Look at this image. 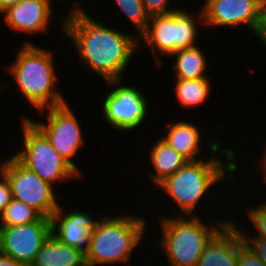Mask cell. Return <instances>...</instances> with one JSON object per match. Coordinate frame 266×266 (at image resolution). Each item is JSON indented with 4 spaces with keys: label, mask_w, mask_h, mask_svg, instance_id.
<instances>
[{
    "label": "cell",
    "mask_w": 266,
    "mask_h": 266,
    "mask_svg": "<svg viewBox=\"0 0 266 266\" xmlns=\"http://www.w3.org/2000/svg\"><path fill=\"white\" fill-rule=\"evenodd\" d=\"M83 8L81 2L76 1L69 14L59 18L62 33L73 42L78 60L87 70L94 71L105 82L122 80L126 67L138 53V36L95 21Z\"/></svg>",
    "instance_id": "cell-1"
},
{
    "label": "cell",
    "mask_w": 266,
    "mask_h": 266,
    "mask_svg": "<svg viewBox=\"0 0 266 266\" xmlns=\"http://www.w3.org/2000/svg\"><path fill=\"white\" fill-rule=\"evenodd\" d=\"M209 144L210 151L214 153V156L207 158V161H203V159L187 161L176 173L168 176L156 186L161 187L173 200L172 203L174 202L181 210L179 212L182 213L179 215L195 216L198 213L195 211L198 209V203L202 202L201 199L213 187L212 185L220 183L219 181L223 184L226 179L227 181L234 179L233 173L239 165L236 163L237 158L234 156V150L222 149L217 139ZM217 152L221 158L215 156ZM222 157L226 159L224 163Z\"/></svg>",
    "instance_id": "cell-2"
},
{
    "label": "cell",
    "mask_w": 266,
    "mask_h": 266,
    "mask_svg": "<svg viewBox=\"0 0 266 266\" xmlns=\"http://www.w3.org/2000/svg\"><path fill=\"white\" fill-rule=\"evenodd\" d=\"M23 43L16 60L8 67L24 98L38 111L67 103L55 88L58 77L52 50L43 49L28 40Z\"/></svg>",
    "instance_id": "cell-3"
},
{
    "label": "cell",
    "mask_w": 266,
    "mask_h": 266,
    "mask_svg": "<svg viewBox=\"0 0 266 266\" xmlns=\"http://www.w3.org/2000/svg\"><path fill=\"white\" fill-rule=\"evenodd\" d=\"M145 224L146 221L136 215H104L101 220H97L90 233L85 250L86 262L97 266L129 264L133 250L144 237L147 228Z\"/></svg>",
    "instance_id": "cell-4"
},
{
    "label": "cell",
    "mask_w": 266,
    "mask_h": 266,
    "mask_svg": "<svg viewBox=\"0 0 266 266\" xmlns=\"http://www.w3.org/2000/svg\"><path fill=\"white\" fill-rule=\"evenodd\" d=\"M174 216L159 219L160 248L170 266H197L207 242L228 221L221 218L209 225L199 215Z\"/></svg>",
    "instance_id": "cell-5"
},
{
    "label": "cell",
    "mask_w": 266,
    "mask_h": 266,
    "mask_svg": "<svg viewBox=\"0 0 266 266\" xmlns=\"http://www.w3.org/2000/svg\"><path fill=\"white\" fill-rule=\"evenodd\" d=\"M193 16L181 8L169 14L150 16L145 31L138 35V47L142 43L150 47L156 57L155 64L161 67L157 53L171 57L180 49L196 46L198 25Z\"/></svg>",
    "instance_id": "cell-6"
},
{
    "label": "cell",
    "mask_w": 266,
    "mask_h": 266,
    "mask_svg": "<svg viewBox=\"0 0 266 266\" xmlns=\"http://www.w3.org/2000/svg\"><path fill=\"white\" fill-rule=\"evenodd\" d=\"M23 149L13 156L42 180L57 182L81 178V175L52 147L46 136L28 119L22 118Z\"/></svg>",
    "instance_id": "cell-7"
},
{
    "label": "cell",
    "mask_w": 266,
    "mask_h": 266,
    "mask_svg": "<svg viewBox=\"0 0 266 266\" xmlns=\"http://www.w3.org/2000/svg\"><path fill=\"white\" fill-rule=\"evenodd\" d=\"M0 162V172L7 178L13 199L34 209L41 217L51 219L59 209L54 186L28 170L13 155Z\"/></svg>",
    "instance_id": "cell-8"
},
{
    "label": "cell",
    "mask_w": 266,
    "mask_h": 266,
    "mask_svg": "<svg viewBox=\"0 0 266 266\" xmlns=\"http://www.w3.org/2000/svg\"><path fill=\"white\" fill-rule=\"evenodd\" d=\"M39 112L40 114L47 112V123L28 119L46 136L58 154L82 176L78 165L72 159L84 145V135L71 107L65 103L39 110Z\"/></svg>",
    "instance_id": "cell-9"
},
{
    "label": "cell",
    "mask_w": 266,
    "mask_h": 266,
    "mask_svg": "<svg viewBox=\"0 0 266 266\" xmlns=\"http://www.w3.org/2000/svg\"><path fill=\"white\" fill-rule=\"evenodd\" d=\"M106 84L110 92L101 107L106 123L121 132L140 127L149 108L144 93L132 85H123L121 80L106 81Z\"/></svg>",
    "instance_id": "cell-10"
},
{
    "label": "cell",
    "mask_w": 266,
    "mask_h": 266,
    "mask_svg": "<svg viewBox=\"0 0 266 266\" xmlns=\"http://www.w3.org/2000/svg\"><path fill=\"white\" fill-rule=\"evenodd\" d=\"M51 235V219L16 226H0V253L23 266H30L42 245Z\"/></svg>",
    "instance_id": "cell-11"
},
{
    "label": "cell",
    "mask_w": 266,
    "mask_h": 266,
    "mask_svg": "<svg viewBox=\"0 0 266 266\" xmlns=\"http://www.w3.org/2000/svg\"><path fill=\"white\" fill-rule=\"evenodd\" d=\"M263 2L264 0H205L201 12H196V18L204 27L208 25L235 28L245 25L256 34Z\"/></svg>",
    "instance_id": "cell-12"
},
{
    "label": "cell",
    "mask_w": 266,
    "mask_h": 266,
    "mask_svg": "<svg viewBox=\"0 0 266 266\" xmlns=\"http://www.w3.org/2000/svg\"><path fill=\"white\" fill-rule=\"evenodd\" d=\"M51 0H22L4 10V23L14 32L36 35L49 30L53 7Z\"/></svg>",
    "instance_id": "cell-13"
},
{
    "label": "cell",
    "mask_w": 266,
    "mask_h": 266,
    "mask_svg": "<svg viewBox=\"0 0 266 266\" xmlns=\"http://www.w3.org/2000/svg\"><path fill=\"white\" fill-rule=\"evenodd\" d=\"M96 222L89 212L73 210L65 213L59 205L51 218V234L64 244L85 251Z\"/></svg>",
    "instance_id": "cell-14"
},
{
    "label": "cell",
    "mask_w": 266,
    "mask_h": 266,
    "mask_svg": "<svg viewBox=\"0 0 266 266\" xmlns=\"http://www.w3.org/2000/svg\"><path fill=\"white\" fill-rule=\"evenodd\" d=\"M243 244L237 224L228 220L207 242L197 266H237L238 250Z\"/></svg>",
    "instance_id": "cell-15"
},
{
    "label": "cell",
    "mask_w": 266,
    "mask_h": 266,
    "mask_svg": "<svg viewBox=\"0 0 266 266\" xmlns=\"http://www.w3.org/2000/svg\"><path fill=\"white\" fill-rule=\"evenodd\" d=\"M85 262L84 250L66 245L51 234L30 266H82Z\"/></svg>",
    "instance_id": "cell-16"
},
{
    "label": "cell",
    "mask_w": 266,
    "mask_h": 266,
    "mask_svg": "<svg viewBox=\"0 0 266 266\" xmlns=\"http://www.w3.org/2000/svg\"><path fill=\"white\" fill-rule=\"evenodd\" d=\"M167 136H161L172 148L185 157L188 161L201 160V130L191 122L177 121L169 122Z\"/></svg>",
    "instance_id": "cell-17"
},
{
    "label": "cell",
    "mask_w": 266,
    "mask_h": 266,
    "mask_svg": "<svg viewBox=\"0 0 266 266\" xmlns=\"http://www.w3.org/2000/svg\"><path fill=\"white\" fill-rule=\"evenodd\" d=\"M152 146L149 157L155 171L152 174L150 172L148 176L157 186L165 178L176 173L188 160L162 138Z\"/></svg>",
    "instance_id": "cell-18"
},
{
    "label": "cell",
    "mask_w": 266,
    "mask_h": 266,
    "mask_svg": "<svg viewBox=\"0 0 266 266\" xmlns=\"http://www.w3.org/2000/svg\"><path fill=\"white\" fill-rule=\"evenodd\" d=\"M176 57L173 62L175 79H201L208 78L206 68H208L206 55L200 46L180 49L171 55Z\"/></svg>",
    "instance_id": "cell-19"
},
{
    "label": "cell",
    "mask_w": 266,
    "mask_h": 266,
    "mask_svg": "<svg viewBox=\"0 0 266 266\" xmlns=\"http://www.w3.org/2000/svg\"><path fill=\"white\" fill-rule=\"evenodd\" d=\"M174 91L176 99L184 108H193L203 105L209 99L212 82L209 78L201 79H176Z\"/></svg>",
    "instance_id": "cell-20"
},
{
    "label": "cell",
    "mask_w": 266,
    "mask_h": 266,
    "mask_svg": "<svg viewBox=\"0 0 266 266\" xmlns=\"http://www.w3.org/2000/svg\"><path fill=\"white\" fill-rule=\"evenodd\" d=\"M41 216L23 202L12 199L0 214V226H16L38 221Z\"/></svg>",
    "instance_id": "cell-21"
},
{
    "label": "cell",
    "mask_w": 266,
    "mask_h": 266,
    "mask_svg": "<svg viewBox=\"0 0 266 266\" xmlns=\"http://www.w3.org/2000/svg\"><path fill=\"white\" fill-rule=\"evenodd\" d=\"M122 13L133 24L135 30L141 35L149 22L150 16L145 10L142 0H114Z\"/></svg>",
    "instance_id": "cell-22"
},
{
    "label": "cell",
    "mask_w": 266,
    "mask_h": 266,
    "mask_svg": "<svg viewBox=\"0 0 266 266\" xmlns=\"http://www.w3.org/2000/svg\"><path fill=\"white\" fill-rule=\"evenodd\" d=\"M249 209H245L247 210L245 213L247 214V216H249L248 218L252 221V224L255 227V230L257 232V235L254 234L255 236L250 237L249 233H247L243 230L241 231L242 234V238H262V239H266V202H262L260 205H257L256 207H248Z\"/></svg>",
    "instance_id": "cell-23"
},
{
    "label": "cell",
    "mask_w": 266,
    "mask_h": 266,
    "mask_svg": "<svg viewBox=\"0 0 266 266\" xmlns=\"http://www.w3.org/2000/svg\"><path fill=\"white\" fill-rule=\"evenodd\" d=\"M170 0H142L146 12L149 16L169 14L177 10L178 8H169Z\"/></svg>",
    "instance_id": "cell-24"
},
{
    "label": "cell",
    "mask_w": 266,
    "mask_h": 266,
    "mask_svg": "<svg viewBox=\"0 0 266 266\" xmlns=\"http://www.w3.org/2000/svg\"><path fill=\"white\" fill-rule=\"evenodd\" d=\"M237 266H266L244 243L238 250Z\"/></svg>",
    "instance_id": "cell-25"
},
{
    "label": "cell",
    "mask_w": 266,
    "mask_h": 266,
    "mask_svg": "<svg viewBox=\"0 0 266 266\" xmlns=\"http://www.w3.org/2000/svg\"><path fill=\"white\" fill-rule=\"evenodd\" d=\"M243 241L250 250L266 264V239L243 238Z\"/></svg>",
    "instance_id": "cell-26"
},
{
    "label": "cell",
    "mask_w": 266,
    "mask_h": 266,
    "mask_svg": "<svg viewBox=\"0 0 266 266\" xmlns=\"http://www.w3.org/2000/svg\"><path fill=\"white\" fill-rule=\"evenodd\" d=\"M0 214L13 199L10 184L7 178L0 172Z\"/></svg>",
    "instance_id": "cell-27"
},
{
    "label": "cell",
    "mask_w": 266,
    "mask_h": 266,
    "mask_svg": "<svg viewBox=\"0 0 266 266\" xmlns=\"http://www.w3.org/2000/svg\"><path fill=\"white\" fill-rule=\"evenodd\" d=\"M255 35L262 40V43L266 46V0H264L262 5L260 24L254 36Z\"/></svg>",
    "instance_id": "cell-28"
},
{
    "label": "cell",
    "mask_w": 266,
    "mask_h": 266,
    "mask_svg": "<svg viewBox=\"0 0 266 266\" xmlns=\"http://www.w3.org/2000/svg\"><path fill=\"white\" fill-rule=\"evenodd\" d=\"M0 266H23L13 258L0 253Z\"/></svg>",
    "instance_id": "cell-29"
},
{
    "label": "cell",
    "mask_w": 266,
    "mask_h": 266,
    "mask_svg": "<svg viewBox=\"0 0 266 266\" xmlns=\"http://www.w3.org/2000/svg\"><path fill=\"white\" fill-rule=\"evenodd\" d=\"M22 0H0V14L7 8L14 6Z\"/></svg>",
    "instance_id": "cell-30"
},
{
    "label": "cell",
    "mask_w": 266,
    "mask_h": 266,
    "mask_svg": "<svg viewBox=\"0 0 266 266\" xmlns=\"http://www.w3.org/2000/svg\"><path fill=\"white\" fill-rule=\"evenodd\" d=\"M260 170L262 171V173H261V177H262V179H263V181L262 182H265L266 183V167H261L260 168Z\"/></svg>",
    "instance_id": "cell-31"
},
{
    "label": "cell",
    "mask_w": 266,
    "mask_h": 266,
    "mask_svg": "<svg viewBox=\"0 0 266 266\" xmlns=\"http://www.w3.org/2000/svg\"><path fill=\"white\" fill-rule=\"evenodd\" d=\"M266 148V147H265ZM265 151V155L261 158L262 160L260 161L261 165L259 167H266V150Z\"/></svg>",
    "instance_id": "cell-32"
},
{
    "label": "cell",
    "mask_w": 266,
    "mask_h": 266,
    "mask_svg": "<svg viewBox=\"0 0 266 266\" xmlns=\"http://www.w3.org/2000/svg\"><path fill=\"white\" fill-rule=\"evenodd\" d=\"M82 266H95V265L88 263V262H85Z\"/></svg>",
    "instance_id": "cell-33"
}]
</instances>
